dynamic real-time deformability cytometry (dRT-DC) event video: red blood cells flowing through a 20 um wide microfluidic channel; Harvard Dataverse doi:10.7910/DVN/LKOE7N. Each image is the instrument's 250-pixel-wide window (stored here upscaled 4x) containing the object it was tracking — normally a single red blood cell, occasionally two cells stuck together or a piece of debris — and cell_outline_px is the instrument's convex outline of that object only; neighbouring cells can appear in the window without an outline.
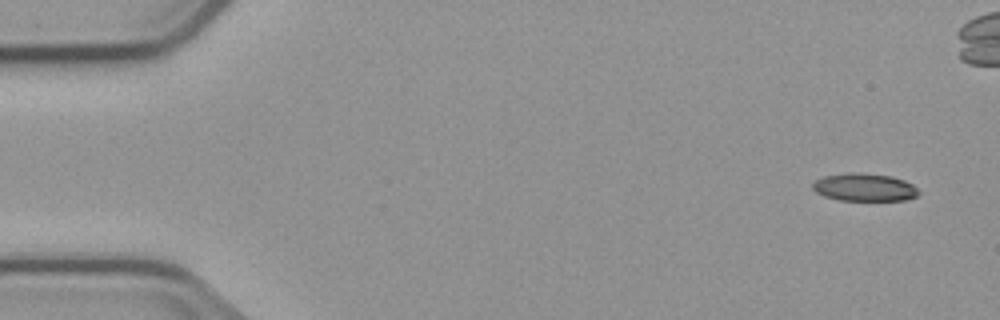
{"species": "common noctule bat (a hibernating species)", "species_latin": "Nyctalus noctula", "temperature_condition": "cold", "stored_images_in_passage": 5, "camera_frame_rate_fps": 3000, "um_per_image_px": 0.085, "animal": {"sex": "male", "body_mass_g": 23.1, "forearm_length_mm": 52.7}, "frame": {"image": 1, "passage_image": 1, "time_ms": 0.0, "image_size_px": [1000, 320], "cell_outline_px": [[920, 192], [916, 196], [904, 200], [840, 200], [824, 196], [816, 192], [812, 188], [812, 184], [816, 180], [824, 176], [848, 172], [856, 172], [892, 176], [904, 180], [912, 184]], "centroid_in_image_um": [73.46, 15.91], "position_along_channel_um": 11.5, "area_um2": 17.11}}